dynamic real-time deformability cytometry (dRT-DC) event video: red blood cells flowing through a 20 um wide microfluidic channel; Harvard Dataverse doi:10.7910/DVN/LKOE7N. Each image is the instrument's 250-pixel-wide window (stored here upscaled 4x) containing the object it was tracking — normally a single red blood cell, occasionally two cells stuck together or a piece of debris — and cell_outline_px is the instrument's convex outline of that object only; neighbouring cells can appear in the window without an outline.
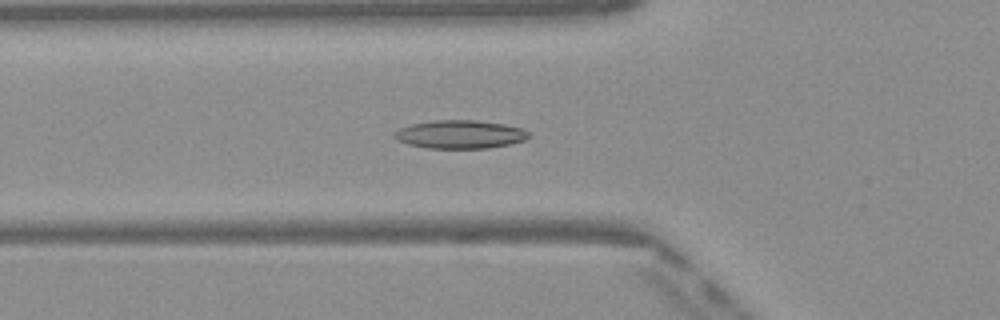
{"species": "Egyptian fruit bat (a non-hibernating species)", "species_latin": "Rousettus aegyptiacus", "temperature_condition": "warm", "stored_images_in_passage": 50, "camera_frame_rate_fps": 3000, "um_per_image_px": 0.085, "frame": {"image": 1, "passage_image": 18, "time_ms": 5.667, "image_size_px": [1000, 320], "cell_outline_px": [[528, 136], [524, 140], [508, 144], [488, 148], [428, 148], [408, 144], [396, 140], [392, 136], [392, 132], [400, 128], [412, 124], [432, 120], [476, 120], [504, 124], [520, 128], [528, 132]], "centroid_in_image_um": [39.03, 11.42], "position_along_channel_um": 86.8, "area_um2": 22.08}}
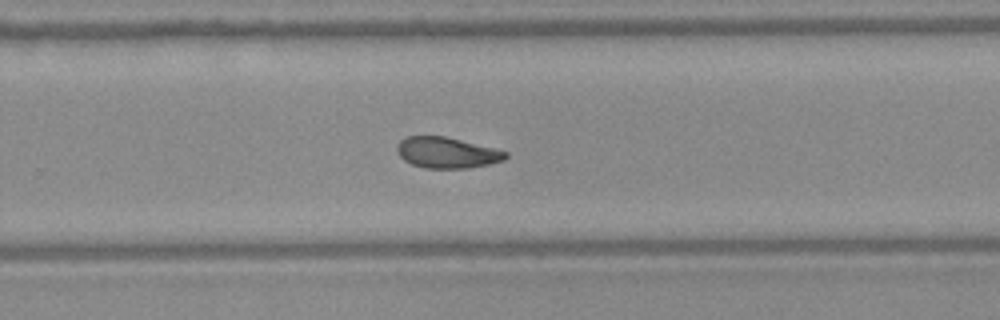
{"frame": {"image": 2, "passage_image": 33, "time_ms": 10.667, "image_size_px": [1000, 320], "cell_outline_px": [[508, 156], [504, 160], [488, 164], [468, 168], [424, 168], [412, 164], [404, 160], [396, 152], [396, 144], [400, 140], [408, 136], [444, 136], [508, 152]], "centroid_in_image_um": [37.94, 12.98], "position_along_channel_um": 291.9, "area_um2": 19.42}}
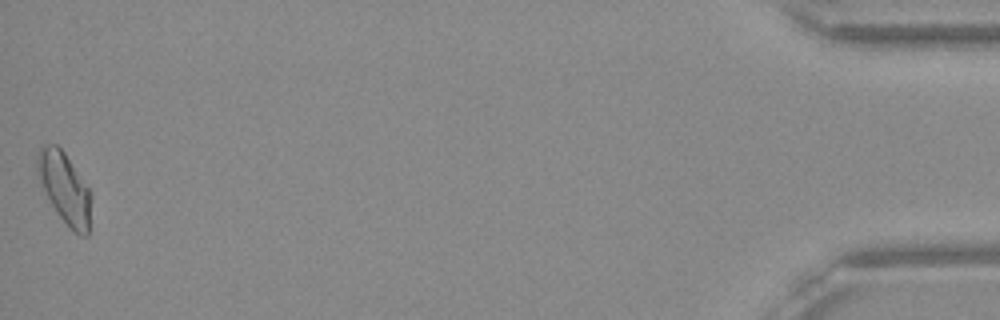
{"frame": {"image": 3, "passage_image": 50, "time_ms": 16.333, "image_size_px": [1000, 320], "cell_outline_px": [[92, 196], [88, 236], [80, 236], [60, 216], [52, 204], [36, 172], [36, 156], [40, 144], [56, 144], [64, 152], [88, 188]], "centroid_in_image_um": [5.49, 15.94], "position_along_channel_um": 429.7, "area_um2": 21.85}, "authors_computed_cell_mechanics": {"area_um2": 20.6924, "velocity_mm_per_s": 4.0911, "shape_relaxation_time_tau1_ms": 8.2738, "shape_relaxation_time_tau2_ms": 4.0688, "deformation_change_tau1": 0.1801, "deformation_change_tau2": 0.1043}}